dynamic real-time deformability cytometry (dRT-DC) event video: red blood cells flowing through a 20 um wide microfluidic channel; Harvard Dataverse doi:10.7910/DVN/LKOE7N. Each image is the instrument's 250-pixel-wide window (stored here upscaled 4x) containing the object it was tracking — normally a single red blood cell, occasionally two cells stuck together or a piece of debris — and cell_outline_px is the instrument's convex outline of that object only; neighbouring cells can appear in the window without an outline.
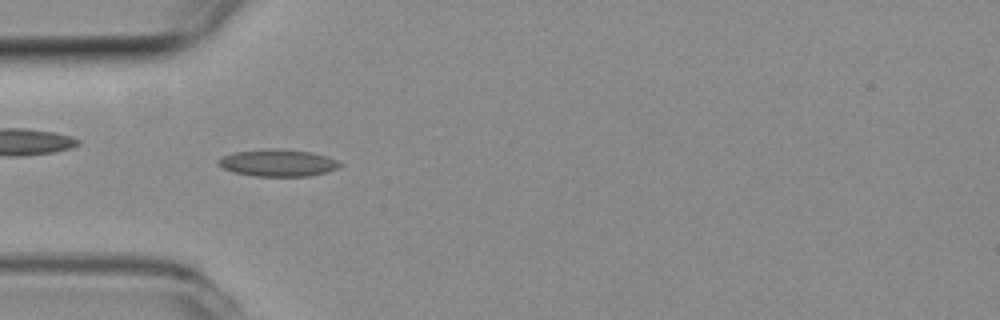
{"species": "common noctule bat (a hibernating species)", "species_latin": "Nyctalus noctula", "temperature_condition": "room temperature", "stored_images_in_passage": 53, "camera_frame_rate_fps": 3000, "um_per_image_px": 0.085, "animal": {"sex": "female", "body_mass_g": 19.3, "forearm_length_mm": 54.1}, "frame": {"image": 1, "passage_image": 15, "time_ms": 4.667, "image_size_px": [1000, 320], "cell_outline_px": [[344, 164], [336, 168], [324, 172], [308, 176], [256, 176], [232, 172], [216, 164], [216, 160], [220, 156], [236, 152], [268, 148], [272, 148], [312, 152], [328, 156]], "centroid_in_image_um": [23.57, 13.83], "position_along_channel_um": 61.4, "area_um2": 19.19}}
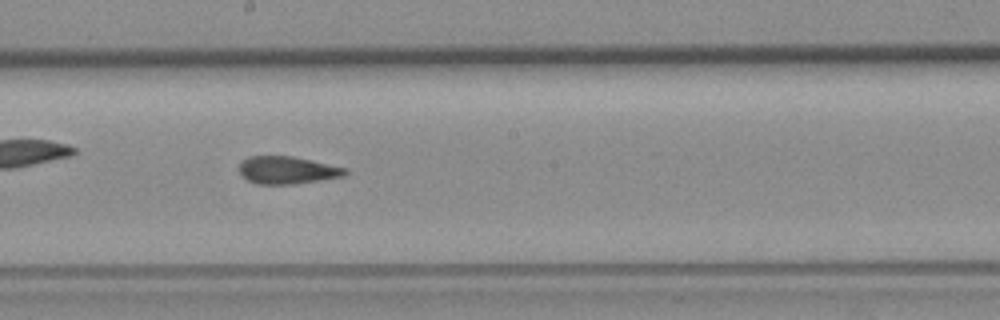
{"frame": {"image": 2, "passage_image": 28, "time_ms": 9.0, "image_size_px": [1000, 320], "cell_outline_px": [[348, 172], [344, 176], [320, 180], [292, 184], [256, 184], [248, 180], [240, 172], [240, 164], [248, 156], [292, 156], [348, 168]], "centroid_in_image_um": [24.45, 14.46], "position_along_channel_um": 223.8, "area_um2": 16.88}}
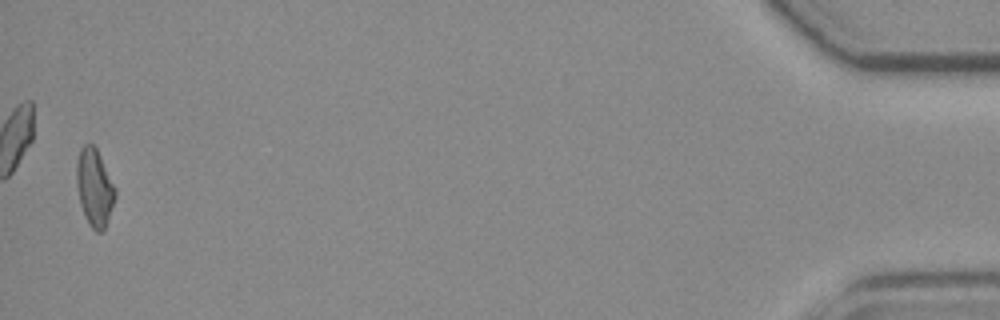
{"frame": {"image": 3, "passage_image": 52, "time_ms": 17.0, "image_size_px": [1000, 320], "cell_outline_px": [[116, 196], [104, 228], [100, 232], [96, 232], [88, 224], [84, 216], [80, 204], [76, 184], [76, 164], [80, 148], [84, 144], [92, 144], [96, 148], [116, 188]], "centroid_in_image_um": [8.01, 15.94], "position_along_channel_um": 427.2, "area_um2": 17.4}, "authors_computed_cell_mechanics": {"area_um2": 17.5134, "velocity_mm_per_s": 3.7727, "shape_relaxation_time_tau1_ms": null, "shape_relaxation_time_tau2_ms": 2.982, "deformation_change_tau1": null, "deformation_change_tau2": 0.1096}}